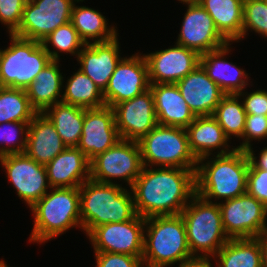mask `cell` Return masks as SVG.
<instances>
[{
    "label": "cell",
    "mask_w": 267,
    "mask_h": 267,
    "mask_svg": "<svg viewBox=\"0 0 267 267\" xmlns=\"http://www.w3.org/2000/svg\"><path fill=\"white\" fill-rule=\"evenodd\" d=\"M130 189L136 213L144 219L177 215L196 195V169L143 166Z\"/></svg>",
    "instance_id": "cell-1"
},
{
    "label": "cell",
    "mask_w": 267,
    "mask_h": 267,
    "mask_svg": "<svg viewBox=\"0 0 267 267\" xmlns=\"http://www.w3.org/2000/svg\"><path fill=\"white\" fill-rule=\"evenodd\" d=\"M214 157L207 156L197 162L196 194L211 202L213 198L228 200L247 193L249 159L246 151L235 149Z\"/></svg>",
    "instance_id": "cell-2"
},
{
    "label": "cell",
    "mask_w": 267,
    "mask_h": 267,
    "mask_svg": "<svg viewBox=\"0 0 267 267\" xmlns=\"http://www.w3.org/2000/svg\"><path fill=\"white\" fill-rule=\"evenodd\" d=\"M81 226L86 236L97 226L132 220L136 215L133 194L122 184L92 180L79 187Z\"/></svg>",
    "instance_id": "cell-3"
},
{
    "label": "cell",
    "mask_w": 267,
    "mask_h": 267,
    "mask_svg": "<svg viewBox=\"0 0 267 267\" xmlns=\"http://www.w3.org/2000/svg\"><path fill=\"white\" fill-rule=\"evenodd\" d=\"M50 190L30 208L34 217L30 242H47L73 227L82 230L79 187Z\"/></svg>",
    "instance_id": "cell-4"
},
{
    "label": "cell",
    "mask_w": 267,
    "mask_h": 267,
    "mask_svg": "<svg viewBox=\"0 0 267 267\" xmlns=\"http://www.w3.org/2000/svg\"><path fill=\"white\" fill-rule=\"evenodd\" d=\"M192 258L181 214L145 219L142 255L145 267H167Z\"/></svg>",
    "instance_id": "cell-5"
},
{
    "label": "cell",
    "mask_w": 267,
    "mask_h": 267,
    "mask_svg": "<svg viewBox=\"0 0 267 267\" xmlns=\"http://www.w3.org/2000/svg\"><path fill=\"white\" fill-rule=\"evenodd\" d=\"M186 227L187 243L195 258H214L230 240L225 233L219 204L197 194L180 213ZM201 252V253H198Z\"/></svg>",
    "instance_id": "cell-6"
},
{
    "label": "cell",
    "mask_w": 267,
    "mask_h": 267,
    "mask_svg": "<svg viewBox=\"0 0 267 267\" xmlns=\"http://www.w3.org/2000/svg\"><path fill=\"white\" fill-rule=\"evenodd\" d=\"M138 143L143 166L197 169L185 128L157 124Z\"/></svg>",
    "instance_id": "cell-7"
},
{
    "label": "cell",
    "mask_w": 267,
    "mask_h": 267,
    "mask_svg": "<svg viewBox=\"0 0 267 267\" xmlns=\"http://www.w3.org/2000/svg\"><path fill=\"white\" fill-rule=\"evenodd\" d=\"M9 36L11 45L0 49L1 87L26 90L51 58L41 42L13 34Z\"/></svg>",
    "instance_id": "cell-8"
},
{
    "label": "cell",
    "mask_w": 267,
    "mask_h": 267,
    "mask_svg": "<svg viewBox=\"0 0 267 267\" xmlns=\"http://www.w3.org/2000/svg\"><path fill=\"white\" fill-rule=\"evenodd\" d=\"M142 167L139 143L120 139L90 161V178L108 184H115L114 178L121 179L131 188Z\"/></svg>",
    "instance_id": "cell-9"
},
{
    "label": "cell",
    "mask_w": 267,
    "mask_h": 267,
    "mask_svg": "<svg viewBox=\"0 0 267 267\" xmlns=\"http://www.w3.org/2000/svg\"><path fill=\"white\" fill-rule=\"evenodd\" d=\"M80 1L84 0L27 1L21 23L13 35L42 42L59 26L70 22L73 6Z\"/></svg>",
    "instance_id": "cell-10"
},
{
    "label": "cell",
    "mask_w": 267,
    "mask_h": 267,
    "mask_svg": "<svg viewBox=\"0 0 267 267\" xmlns=\"http://www.w3.org/2000/svg\"><path fill=\"white\" fill-rule=\"evenodd\" d=\"M223 201L218 204L229 239L256 238L267 229V207L254 196L245 193Z\"/></svg>",
    "instance_id": "cell-11"
},
{
    "label": "cell",
    "mask_w": 267,
    "mask_h": 267,
    "mask_svg": "<svg viewBox=\"0 0 267 267\" xmlns=\"http://www.w3.org/2000/svg\"><path fill=\"white\" fill-rule=\"evenodd\" d=\"M145 219L138 214L129 221L106 223L95 227L87 236L94 252H110L142 257Z\"/></svg>",
    "instance_id": "cell-12"
},
{
    "label": "cell",
    "mask_w": 267,
    "mask_h": 267,
    "mask_svg": "<svg viewBox=\"0 0 267 267\" xmlns=\"http://www.w3.org/2000/svg\"><path fill=\"white\" fill-rule=\"evenodd\" d=\"M0 163L18 197L25 201L29 208L51 188L45 165L37 163L25 153L1 156Z\"/></svg>",
    "instance_id": "cell-13"
},
{
    "label": "cell",
    "mask_w": 267,
    "mask_h": 267,
    "mask_svg": "<svg viewBox=\"0 0 267 267\" xmlns=\"http://www.w3.org/2000/svg\"><path fill=\"white\" fill-rule=\"evenodd\" d=\"M150 87L148 64L144 54L123 57L113 72L108 87L103 92L105 105L113 107L141 95Z\"/></svg>",
    "instance_id": "cell-14"
},
{
    "label": "cell",
    "mask_w": 267,
    "mask_h": 267,
    "mask_svg": "<svg viewBox=\"0 0 267 267\" xmlns=\"http://www.w3.org/2000/svg\"><path fill=\"white\" fill-rule=\"evenodd\" d=\"M112 108L121 139L139 142L158 124L150 89Z\"/></svg>",
    "instance_id": "cell-15"
},
{
    "label": "cell",
    "mask_w": 267,
    "mask_h": 267,
    "mask_svg": "<svg viewBox=\"0 0 267 267\" xmlns=\"http://www.w3.org/2000/svg\"><path fill=\"white\" fill-rule=\"evenodd\" d=\"M180 33L175 44L199 55L222 48L229 42L219 33L212 17L200 4H187Z\"/></svg>",
    "instance_id": "cell-16"
},
{
    "label": "cell",
    "mask_w": 267,
    "mask_h": 267,
    "mask_svg": "<svg viewBox=\"0 0 267 267\" xmlns=\"http://www.w3.org/2000/svg\"><path fill=\"white\" fill-rule=\"evenodd\" d=\"M144 56L150 84H176L200 64L196 51L179 44Z\"/></svg>",
    "instance_id": "cell-17"
},
{
    "label": "cell",
    "mask_w": 267,
    "mask_h": 267,
    "mask_svg": "<svg viewBox=\"0 0 267 267\" xmlns=\"http://www.w3.org/2000/svg\"><path fill=\"white\" fill-rule=\"evenodd\" d=\"M113 108L103 106L84 110V123L78 148L89 161L114 146L119 140Z\"/></svg>",
    "instance_id": "cell-18"
},
{
    "label": "cell",
    "mask_w": 267,
    "mask_h": 267,
    "mask_svg": "<svg viewBox=\"0 0 267 267\" xmlns=\"http://www.w3.org/2000/svg\"><path fill=\"white\" fill-rule=\"evenodd\" d=\"M118 36L107 42H90L82 48L77 56L80 70L86 74L97 87L104 92L115 71L120 54Z\"/></svg>",
    "instance_id": "cell-19"
},
{
    "label": "cell",
    "mask_w": 267,
    "mask_h": 267,
    "mask_svg": "<svg viewBox=\"0 0 267 267\" xmlns=\"http://www.w3.org/2000/svg\"><path fill=\"white\" fill-rule=\"evenodd\" d=\"M176 85L195 116H212L225 95L200 64Z\"/></svg>",
    "instance_id": "cell-20"
},
{
    "label": "cell",
    "mask_w": 267,
    "mask_h": 267,
    "mask_svg": "<svg viewBox=\"0 0 267 267\" xmlns=\"http://www.w3.org/2000/svg\"><path fill=\"white\" fill-rule=\"evenodd\" d=\"M45 168L51 188L80 187L90 179V161L78 147H67Z\"/></svg>",
    "instance_id": "cell-21"
},
{
    "label": "cell",
    "mask_w": 267,
    "mask_h": 267,
    "mask_svg": "<svg viewBox=\"0 0 267 267\" xmlns=\"http://www.w3.org/2000/svg\"><path fill=\"white\" fill-rule=\"evenodd\" d=\"M67 146L44 113H37L28 124L25 154L39 164L46 165Z\"/></svg>",
    "instance_id": "cell-22"
},
{
    "label": "cell",
    "mask_w": 267,
    "mask_h": 267,
    "mask_svg": "<svg viewBox=\"0 0 267 267\" xmlns=\"http://www.w3.org/2000/svg\"><path fill=\"white\" fill-rule=\"evenodd\" d=\"M157 123L163 126L187 128L195 115L185 102L176 84H150Z\"/></svg>",
    "instance_id": "cell-23"
},
{
    "label": "cell",
    "mask_w": 267,
    "mask_h": 267,
    "mask_svg": "<svg viewBox=\"0 0 267 267\" xmlns=\"http://www.w3.org/2000/svg\"><path fill=\"white\" fill-rule=\"evenodd\" d=\"M189 148L197 161L204 157L228 154L236 148L229 146V138L213 116H196L194 121L186 128Z\"/></svg>",
    "instance_id": "cell-24"
},
{
    "label": "cell",
    "mask_w": 267,
    "mask_h": 267,
    "mask_svg": "<svg viewBox=\"0 0 267 267\" xmlns=\"http://www.w3.org/2000/svg\"><path fill=\"white\" fill-rule=\"evenodd\" d=\"M228 43L220 49L200 55V65L208 77L216 83L225 94H238L245 91L249 84V75L225 59L230 51Z\"/></svg>",
    "instance_id": "cell-25"
},
{
    "label": "cell",
    "mask_w": 267,
    "mask_h": 267,
    "mask_svg": "<svg viewBox=\"0 0 267 267\" xmlns=\"http://www.w3.org/2000/svg\"><path fill=\"white\" fill-rule=\"evenodd\" d=\"M59 62L51 60L26 89L31 106L37 113H43L50 106L62 101V87L65 81L60 72Z\"/></svg>",
    "instance_id": "cell-26"
},
{
    "label": "cell",
    "mask_w": 267,
    "mask_h": 267,
    "mask_svg": "<svg viewBox=\"0 0 267 267\" xmlns=\"http://www.w3.org/2000/svg\"><path fill=\"white\" fill-rule=\"evenodd\" d=\"M244 0H200L219 33L230 43L242 39Z\"/></svg>",
    "instance_id": "cell-27"
},
{
    "label": "cell",
    "mask_w": 267,
    "mask_h": 267,
    "mask_svg": "<svg viewBox=\"0 0 267 267\" xmlns=\"http://www.w3.org/2000/svg\"><path fill=\"white\" fill-rule=\"evenodd\" d=\"M70 22L85 44H89V40H93V43L107 42L118 36L115 29L117 27L108 26L105 16L98 10L76 6V3L72 9Z\"/></svg>",
    "instance_id": "cell-28"
},
{
    "label": "cell",
    "mask_w": 267,
    "mask_h": 267,
    "mask_svg": "<svg viewBox=\"0 0 267 267\" xmlns=\"http://www.w3.org/2000/svg\"><path fill=\"white\" fill-rule=\"evenodd\" d=\"M85 108L56 103L43 113L53 123L55 130L67 147H77L82 135Z\"/></svg>",
    "instance_id": "cell-29"
},
{
    "label": "cell",
    "mask_w": 267,
    "mask_h": 267,
    "mask_svg": "<svg viewBox=\"0 0 267 267\" xmlns=\"http://www.w3.org/2000/svg\"><path fill=\"white\" fill-rule=\"evenodd\" d=\"M214 257L217 267H262L256 238L230 239Z\"/></svg>",
    "instance_id": "cell-30"
},
{
    "label": "cell",
    "mask_w": 267,
    "mask_h": 267,
    "mask_svg": "<svg viewBox=\"0 0 267 267\" xmlns=\"http://www.w3.org/2000/svg\"><path fill=\"white\" fill-rule=\"evenodd\" d=\"M64 87L61 102L65 104L75 105L85 109L105 106L103 92L80 69L70 76Z\"/></svg>",
    "instance_id": "cell-31"
},
{
    "label": "cell",
    "mask_w": 267,
    "mask_h": 267,
    "mask_svg": "<svg viewBox=\"0 0 267 267\" xmlns=\"http://www.w3.org/2000/svg\"><path fill=\"white\" fill-rule=\"evenodd\" d=\"M36 114L25 89L0 87V124L30 123Z\"/></svg>",
    "instance_id": "cell-32"
},
{
    "label": "cell",
    "mask_w": 267,
    "mask_h": 267,
    "mask_svg": "<svg viewBox=\"0 0 267 267\" xmlns=\"http://www.w3.org/2000/svg\"><path fill=\"white\" fill-rule=\"evenodd\" d=\"M239 99L241 97L238 94H225L212 115L229 139H232L231 136L242 139L245 128L247 113Z\"/></svg>",
    "instance_id": "cell-33"
},
{
    "label": "cell",
    "mask_w": 267,
    "mask_h": 267,
    "mask_svg": "<svg viewBox=\"0 0 267 267\" xmlns=\"http://www.w3.org/2000/svg\"><path fill=\"white\" fill-rule=\"evenodd\" d=\"M46 52L50 55L51 60L60 61L59 52L69 53L77 56L81 52L82 48L86 45L80 38L77 30L74 28L71 22L65 25L59 26L41 42ZM51 44L56 50H50ZM81 48V49H80Z\"/></svg>",
    "instance_id": "cell-34"
},
{
    "label": "cell",
    "mask_w": 267,
    "mask_h": 267,
    "mask_svg": "<svg viewBox=\"0 0 267 267\" xmlns=\"http://www.w3.org/2000/svg\"><path fill=\"white\" fill-rule=\"evenodd\" d=\"M28 124L24 122H5L0 124V145H3L0 148V157L25 152Z\"/></svg>",
    "instance_id": "cell-35"
},
{
    "label": "cell",
    "mask_w": 267,
    "mask_h": 267,
    "mask_svg": "<svg viewBox=\"0 0 267 267\" xmlns=\"http://www.w3.org/2000/svg\"><path fill=\"white\" fill-rule=\"evenodd\" d=\"M249 30L267 37V2L266 0H244L242 38Z\"/></svg>",
    "instance_id": "cell-36"
},
{
    "label": "cell",
    "mask_w": 267,
    "mask_h": 267,
    "mask_svg": "<svg viewBox=\"0 0 267 267\" xmlns=\"http://www.w3.org/2000/svg\"><path fill=\"white\" fill-rule=\"evenodd\" d=\"M267 138V116L264 115H247L245 128L242 134V143L235 147L239 150L246 151L251 144V140H261Z\"/></svg>",
    "instance_id": "cell-37"
},
{
    "label": "cell",
    "mask_w": 267,
    "mask_h": 267,
    "mask_svg": "<svg viewBox=\"0 0 267 267\" xmlns=\"http://www.w3.org/2000/svg\"><path fill=\"white\" fill-rule=\"evenodd\" d=\"M27 0H0V22L7 26L9 34L19 27Z\"/></svg>",
    "instance_id": "cell-38"
},
{
    "label": "cell",
    "mask_w": 267,
    "mask_h": 267,
    "mask_svg": "<svg viewBox=\"0 0 267 267\" xmlns=\"http://www.w3.org/2000/svg\"><path fill=\"white\" fill-rule=\"evenodd\" d=\"M94 253L96 267H144L142 257L110 252Z\"/></svg>",
    "instance_id": "cell-39"
},
{
    "label": "cell",
    "mask_w": 267,
    "mask_h": 267,
    "mask_svg": "<svg viewBox=\"0 0 267 267\" xmlns=\"http://www.w3.org/2000/svg\"><path fill=\"white\" fill-rule=\"evenodd\" d=\"M247 193L254 196L267 207V171L249 169L247 174Z\"/></svg>",
    "instance_id": "cell-40"
},
{
    "label": "cell",
    "mask_w": 267,
    "mask_h": 267,
    "mask_svg": "<svg viewBox=\"0 0 267 267\" xmlns=\"http://www.w3.org/2000/svg\"><path fill=\"white\" fill-rule=\"evenodd\" d=\"M247 93V94H246ZM238 95L243 98L244 110L247 115L267 116V91L257 90L248 94V92H239Z\"/></svg>",
    "instance_id": "cell-41"
},
{
    "label": "cell",
    "mask_w": 267,
    "mask_h": 267,
    "mask_svg": "<svg viewBox=\"0 0 267 267\" xmlns=\"http://www.w3.org/2000/svg\"><path fill=\"white\" fill-rule=\"evenodd\" d=\"M246 153L249 159V169H263L267 171V146L260 151L259 159L255 156L256 154L252 146L246 150Z\"/></svg>",
    "instance_id": "cell-42"
},
{
    "label": "cell",
    "mask_w": 267,
    "mask_h": 267,
    "mask_svg": "<svg viewBox=\"0 0 267 267\" xmlns=\"http://www.w3.org/2000/svg\"><path fill=\"white\" fill-rule=\"evenodd\" d=\"M261 249L262 267H267V229L256 237Z\"/></svg>",
    "instance_id": "cell-43"
},
{
    "label": "cell",
    "mask_w": 267,
    "mask_h": 267,
    "mask_svg": "<svg viewBox=\"0 0 267 267\" xmlns=\"http://www.w3.org/2000/svg\"><path fill=\"white\" fill-rule=\"evenodd\" d=\"M212 259L192 258L190 260L180 262L178 267H213L210 263Z\"/></svg>",
    "instance_id": "cell-44"
},
{
    "label": "cell",
    "mask_w": 267,
    "mask_h": 267,
    "mask_svg": "<svg viewBox=\"0 0 267 267\" xmlns=\"http://www.w3.org/2000/svg\"><path fill=\"white\" fill-rule=\"evenodd\" d=\"M181 1L180 3L185 4H199L200 0H178Z\"/></svg>",
    "instance_id": "cell-45"
},
{
    "label": "cell",
    "mask_w": 267,
    "mask_h": 267,
    "mask_svg": "<svg viewBox=\"0 0 267 267\" xmlns=\"http://www.w3.org/2000/svg\"><path fill=\"white\" fill-rule=\"evenodd\" d=\"M0 267H8L4 260H0Z\"/></svg>",
    "instance_id": "cell-46"
}]
</instances>
